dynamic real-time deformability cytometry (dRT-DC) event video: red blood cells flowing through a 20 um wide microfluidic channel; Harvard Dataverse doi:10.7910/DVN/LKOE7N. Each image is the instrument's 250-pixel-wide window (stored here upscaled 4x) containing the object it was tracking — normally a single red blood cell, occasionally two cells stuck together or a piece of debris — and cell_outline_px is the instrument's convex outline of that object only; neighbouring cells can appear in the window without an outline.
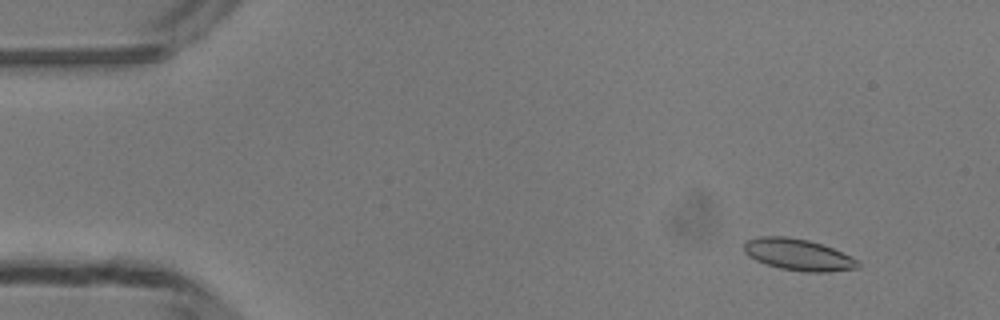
{"species": "common noctule bat (a hibernating species)", "species_latin": "Nyctalus noctula", "temperature_condition": "room temperature", "stored_images_in_passage": 49, "camera_frame_rate_fps": 3000, "um_per_image_px": 0.085, "animal": {"sex": "male", "body_mass_g": 13.3}, "frame": {"image": 1, "passage_image": 5, "time_ms": 1.333, "image_size_px": [1000, 320], "cell_outline_px": [[860, 268], [828, 272], [804, 272], [780, 268], [756, 260], [748, 256], [744, 252], [744, 240], [760, 236], [788, 236], [808, 240], [832, 248], [860, 260]], "centroid_in_image_um": [67.85, 21.64], "position_along_channel_um": 17.1, "area_um2": 21.1}}
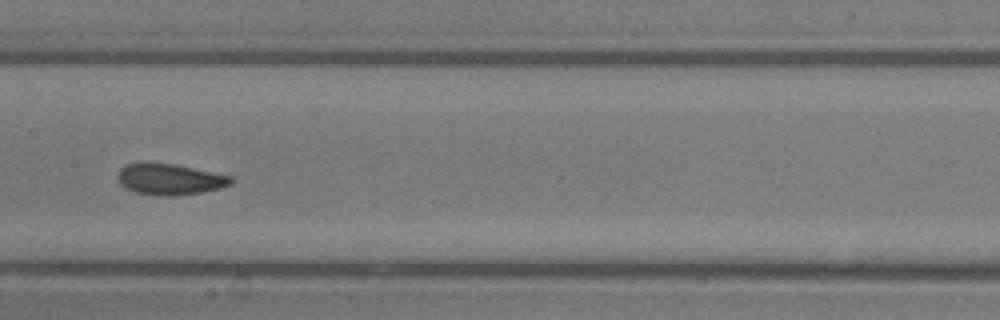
{"frame": {"image": 2, "passage_image": 25, "time_ms": 8.0, "image_size_px": [1000, 320], "cell_outline_px": [[236, 180], [232, 184], [220, 188], [200, 192], [172, 196], [160, 196], [136, 192], [124, 188], [120, 184], [116, 176], [120, 168], [128, 164], [140, 160], [144, 160], [176, 164], [232, 176]], "centroid_in_image_um": [14.39, 15.2], "position_along_channel_um": 193.0, "area_um2": 21.15}}
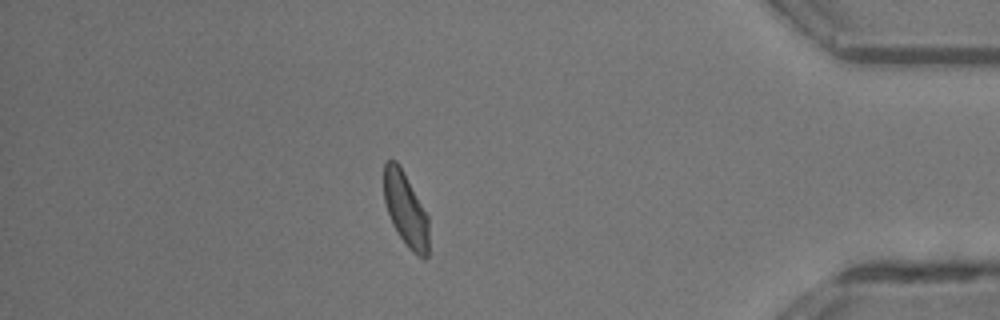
{"frame": {"image": 3, "passage_image": 43, "time_ms": 14.0, "image_size_px": [1000, 320], "cell_outline_px": [[428, 256], [424, 260], [412, 252], [408, 248], [392, 224], [384, 200], [384, 160], [396, 160], [400, 164], [428, 216]], "centroid_in_image_um": [34.48, 17.79], "position_along_channel_um": 400.7, "area_um2": 19.42}, "authors_computed_cell_mechanics": {"area_um2": 20.519, "velocity_mm_per_s": 4.1772, "shape_relaxation_time_tau1_ms": 4.1544, "shape_relaxation_time_tau2_ms": 1.4972, "deformation_change_tau1": 0.1194, "deformation_change_tau2": 0.0664}}